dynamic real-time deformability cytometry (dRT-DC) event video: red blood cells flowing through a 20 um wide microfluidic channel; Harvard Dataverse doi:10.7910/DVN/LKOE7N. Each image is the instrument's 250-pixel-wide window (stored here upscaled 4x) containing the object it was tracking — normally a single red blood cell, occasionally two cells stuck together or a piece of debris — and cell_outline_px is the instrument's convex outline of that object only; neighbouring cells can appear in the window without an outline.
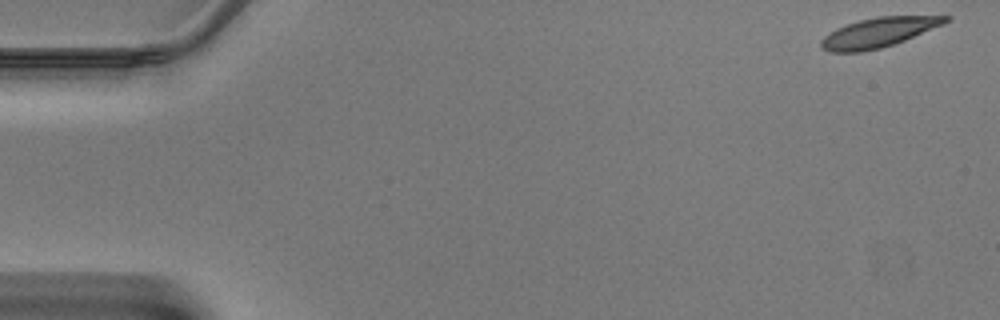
{"species": "Egyptian fruit bat (a non-hibernating species)", "species_latin": "Rousettus aegyptiacus", "temperature_condition": "warm", "stored_images_in_passage": 46, "camera_frame_rate_fps": 3000, "um_per_image_px": 0.085, "animal": {"sex": "male"}, "frame": {"image": 1, "passage_image": 1, "time_ms": 0.0, "image_size_px": [1000, 320], "cell_outline_px": [[948, 20], [940, 24], [904, 40], [892, 44], [876, 48], [856, 52], [832, 52], [824, 48], [820, 44], [832, 32], [848, 24], [860, 20], [884, 16], [948, 16]], "centroid_in_image_um": [74.67, 2.75], "position_along_channel_um": 10.3, "area_um2": 20.06}}
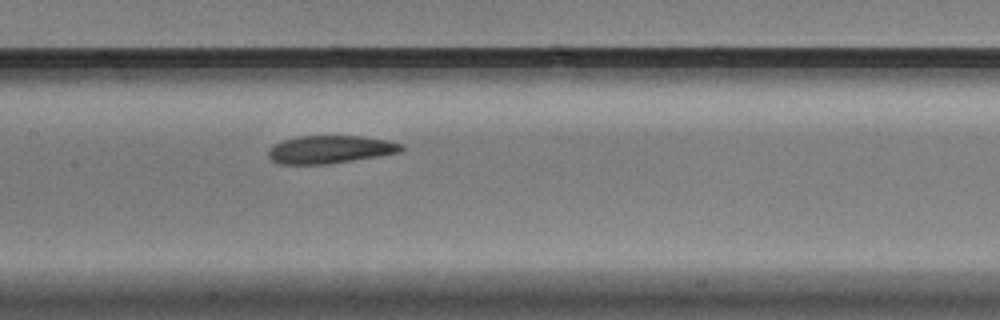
{"frame": {"image": 2, "passage_image": 22, "time_ms": 7.0, "image_size_px": [1000, 320], "cell_outline_px": [[404, 148], [396, 152], [324, 164], [284, 164], [272, 160], [268, 152], [276, 144], [284, 140], [304, 136], [356, 136], [384, 140], [400, 144]], "centroid_in_image_um": [28.0, 12.7], "position_along_channel_um": 179.4, "area_um2": 20.46}}
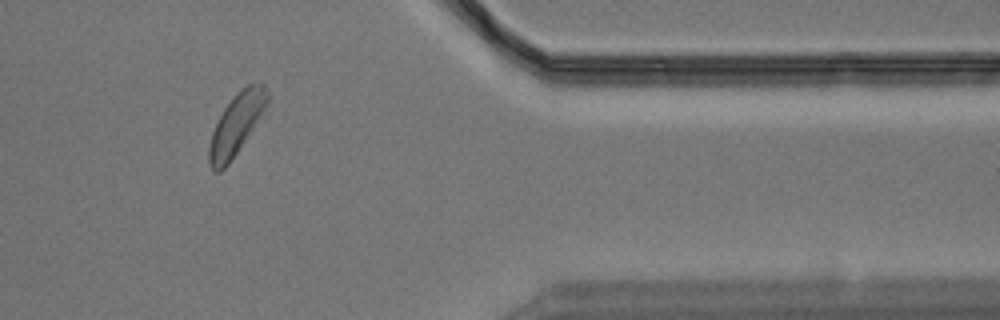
{"frame": {"image": 3, "passage_image": 38, "time_ms": 12.333, "image_size_px": [1000, 320], "cell_outline_px": [[268, 100], [236, 152], [228, 164], [220, 172], [216, 172], [212, 168], [208, 160], [208, 148], [212, 132], [224, 108], [248, 84], [264, 84], [268, 92]], "centroid_in_image_um": [20.02, 10.6], "position_along_channel_um": 391.4, "area_um2": 19.25}}